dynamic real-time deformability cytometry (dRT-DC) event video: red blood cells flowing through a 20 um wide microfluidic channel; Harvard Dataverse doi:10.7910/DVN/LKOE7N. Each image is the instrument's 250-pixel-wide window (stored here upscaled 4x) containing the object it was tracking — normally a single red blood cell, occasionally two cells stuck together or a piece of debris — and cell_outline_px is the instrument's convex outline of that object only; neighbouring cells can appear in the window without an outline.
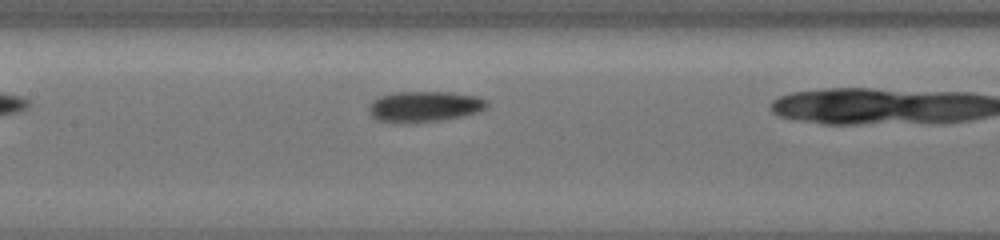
{"species": "common noctule bat (a hibernating species)", "species_latin": "Nyctalus noctula", "temperature_condition": "cold", "stored_images_in_passage": 24, "camera_frame_rate_fps": 3000, "um_per_image_px": 0.085, "animal": {"sex": "female", "body_mass_g": 19.5, "forearm_length_mm": 54.1}, "frame": {"image": 1, "passage_image": 11, "time_ms": 1.667, "image_size_px": [1000, 240], "cell_outline_px": [[488, 104], [480, 112], [464, 116], [440, 120], [376, 120], [372, 116], [368, 108], [372, 100], [380, 96], [392, 92], [452, 92], [476, 96], [488, 100]], "centroid_in_image_um": [36.13, 9.0], "position_along_channel_um": 171.3, "area_um2": 20.52}}
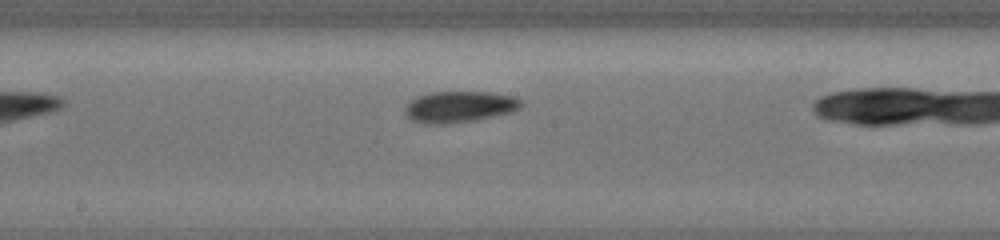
{"frame": {"image": 2, "passage_image": 17, "time_ms": 2.667, "image_size_px": [1000, 240], "cell_outline_px": [[524, 104], [512, 112], [476, 120], [444, 124], [424, 124], [412, 120], [404, 112], [404, 108], [416, 96], [428, 92], [492, 92], [512, 96], [520, 100]], "centroid_in_image_um": [39.03, 9.07], "position_along_channel_um": 209.2, "area_um2": 21.21}}
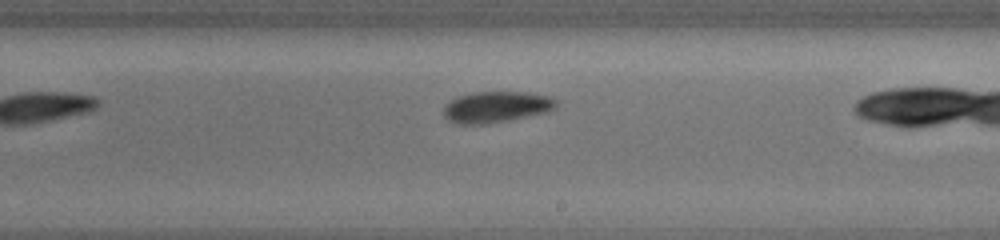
{"frame": {"image": 3, "passage_image": 23, "time_ms": 3.667, "image_size_px": [1000, 240], "cell_outline_px": [[556, 104], [548, 112], [508, 120], [484, 124], [460, 124], [448, 120], [444, 116], [444, 104], [456, 96], [472, 92], [528, 92], [552, 96], [556, 100]], "centroid_in_image_um": [42.15, 9.08], "position_along_channel_um": 246.8, "area_um2": 20.52}}